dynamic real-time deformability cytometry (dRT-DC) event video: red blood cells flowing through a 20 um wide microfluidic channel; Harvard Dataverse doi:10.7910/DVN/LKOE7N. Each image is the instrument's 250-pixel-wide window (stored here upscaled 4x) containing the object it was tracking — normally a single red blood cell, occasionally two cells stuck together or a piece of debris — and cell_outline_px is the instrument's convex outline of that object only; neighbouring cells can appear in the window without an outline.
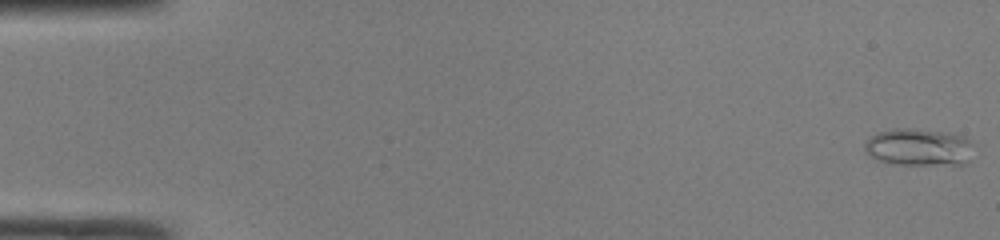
{"species": "common noctule bat (a hibernating species)", "species_latin": "Nyctalus noctula", "temperature_condition": "room temperature", "stored_images_in_passage": 49, "camera_frame_rate_fps": 3000, "um_per_image_px": 0.085, "animal": {"sex": "male", "body_mass_g": 19.0, "forearm_length_mm": 50.8}, "frame": {"image": 1, "passage_image": 1, "time_ms": 0.0, "image_size_px": [1000, 240], "cell_outline_px": [[972, 144], [968, 160], [964, 164], [896, 164], [880, 160], [864, 152], [864, 144], [876, 132], [896, 128], [908, 128], [940, 132], [964, 136]], "centroid_in_image_um": [78.05, 12.5], "position_along_channel_um": 6.9, "area_um2": 23.18}}
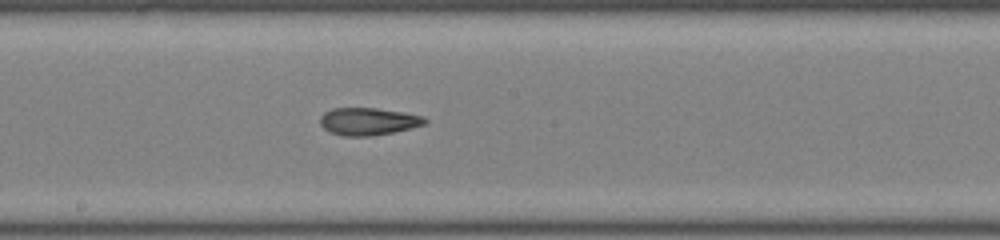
{"frame": {"image": 2, "passage_image": 27, "time_ms": 8.667, "image_size_px": [1000, 240], "cell_outline_px": [[428, 120], [424, 124], [412, 128], [392, 132], [368, 136], [344, 136], [332, 132], [324, 128], [320, 124], [320, 116], [324, 112], [332, 108], [376, 108], [404, 112], [424, 116]], "centroid_in_image_um": [31.31, 10.31], "position_along_channel_um": 216.9, "area_um2": 16.7}}
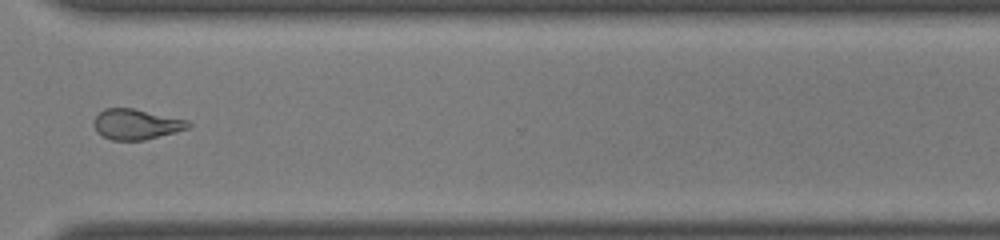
{"frame": {"image": 3, "passage_image": 37, "time_ms": 12.0, "image_size_px": [1000, 240], "cell_outline_px": [[192, 124], [188, 128], [176, 132], [144, 140], [112, 140], [96, 132], [92, 124], [92, 120], [104, 108], [132, 108], [188, 120]], "centroid_in_image_um": [11.55, 10.56], "position_along_channel_um": 359.0, "area_um2": 16.76}, "authors_computed_cell_mechanics": {"area_um2": 17.629, "velocity_mm_per_s": 4.2418, "shape_relaxation_time_tau1_ms": null, "shape_relaxation_time_tau2_ms": 2.386, "deformation_change_tau1": null, "deformation_change_tau2": 0.1024}}